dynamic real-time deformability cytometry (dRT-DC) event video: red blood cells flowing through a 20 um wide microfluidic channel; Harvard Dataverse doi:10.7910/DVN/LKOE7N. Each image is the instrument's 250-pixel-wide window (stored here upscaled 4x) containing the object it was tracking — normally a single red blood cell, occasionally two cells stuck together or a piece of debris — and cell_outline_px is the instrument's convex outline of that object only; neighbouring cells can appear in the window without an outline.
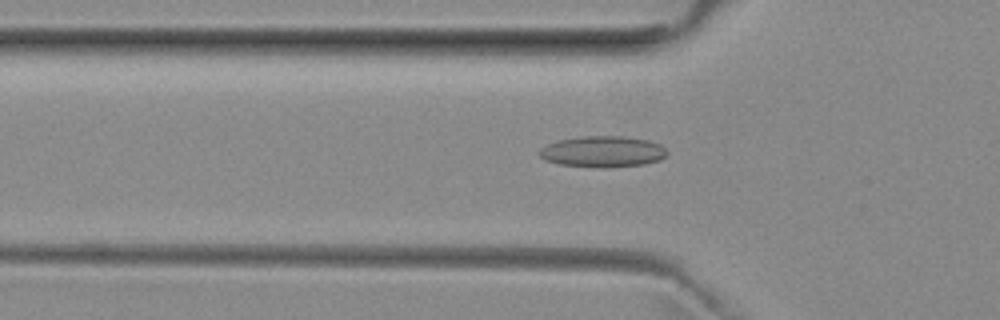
{"species": "common noctule bat (a hibernating species)", "species_latin": "Nyctalus noctula", "temperature_condition": "room temperature", "stored_images_in_passage": 51, "camera_frame_rate_fps": 3000, "um_per_image_px": 0.085, "animal": {"sex": "female", "body_mass_g": 29.2, "forearm_length_mm": 56.3}, "frame": {"image": 1, "passage_image": 16, "time_ms": 5.0, "image_size_px": [1000, 320], "cell_outline_px": [[668, 152], [660, 160], [644, 164], [604, 168], [560, 164], [544, 160], [540, 156], [540, 148], [548, 144], [560, 140], [584, 136], [620, 136], [648, 140], [660, 144]], "centroid_in_image_um": [51.24, 12.89], "position_along_channel_um": 74.6, "area_um2": 22.95}}
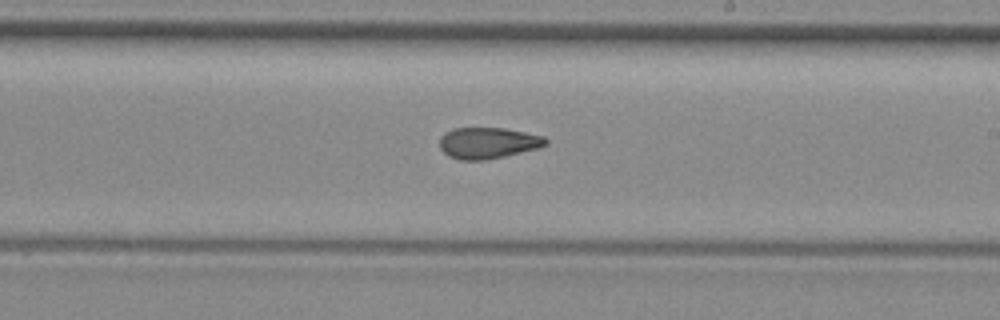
{"frame": {"image": 2, "passage_image": 29, "time_ms": 9.333, "image_size_px": [1000, 320], "cell_outline_px": [[548, 144], [536, 148], [504, 156], [484, 160], [460, 160], [448, 156], [440, 148], [440, 136], [444, 132], [452, 128], [504, 128], [544, 136], [548, 140]], "centroid_in_image_um": [41.44, 12.14], "position_along_channel_um": 247.6, "area_um2": 19.25}}
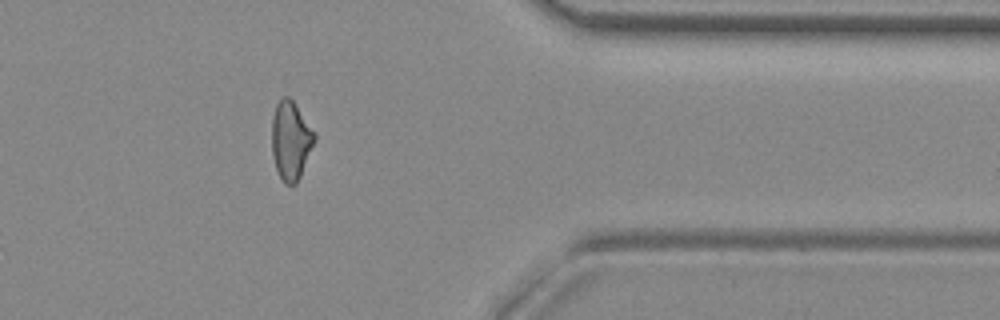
{"frame": {"image": 3, "passage_image": 41, "time_ms": 13.333, "image_size_px": [1000, 320], "cell_outline_px": [[316, 140], [300, 176], [296, 184], [284, 184], [276, 168], [272, 156], [272, 116], [276, 104], [284, 96], [288, 96], [292, 100], [316, 132]], "centroid_in_image_um": [24.72, 11.93], "position_along_channel_um": 386.7, "area_um2": 19.59}, "authors_computed_cell_mechanics": {"area_um2": 19.941, "velocity_mm_per_s": 3.9688, "shape_relaxation_time_tau1_ms": null, "shape_relaxation_time_tau2_ms": 3.1244, "deformation_change_tau1": null, "deformation_change_tau2": 0.1034}}